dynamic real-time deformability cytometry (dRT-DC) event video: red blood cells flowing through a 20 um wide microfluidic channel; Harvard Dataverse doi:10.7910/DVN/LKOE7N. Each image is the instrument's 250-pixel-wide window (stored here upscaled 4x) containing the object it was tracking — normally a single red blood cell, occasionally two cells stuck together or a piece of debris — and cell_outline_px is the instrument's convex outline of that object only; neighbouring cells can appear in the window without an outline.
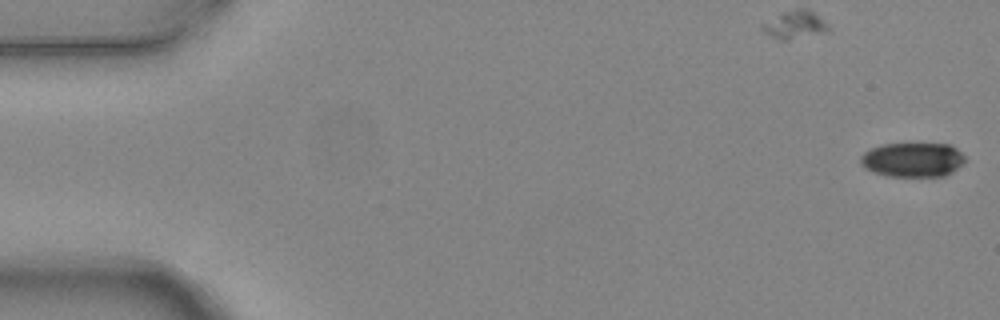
{"species": "common noctule bat (a hibernating species)", "species_latin": "Nyctalus noctula", "temperature_condition": "warm", "stored_images_in_passage": 6, "camera_frame_rate_fps": 3000, "um_per_image_px": 0.085, "animal": {"sex": "female", "body_mass_g": 24.6, "forearm_length_mm": 56.2}, "frame": {"image": 1, "passage_image": 1, "time_ms": 0.0, "image_size_px": [1000, 320], "cell_outline_px": [[964, 160], [952, 172], [944, 176], [884, 176], [872, 172], [864, 168], [860, 164], [860, 156], [868, 148], [880, 144], [948, 144], [956, 148], [964, 156]], "centroid_in_image_um": [77.49, 13.58], "position_along_channel_um": 7.5, "area_um2": 21.04}}
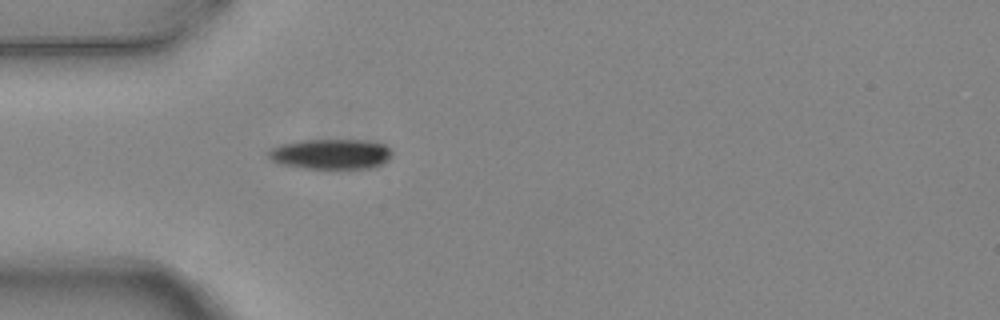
{"frame": {"image": 2, "passage_image": 6, "time_ms": 1.667, "image_size_px": [1000, 320], "cell_outline_px": [[392, 156], [388, 160], [380, 164], [368, 168], [300, 168], [280, 164], [272, 160], [268, 156], [268, 152], [272, 148], [280, 144], [300, 140], [364, 140], [384, 144], [392, 152]], "centroid_in_image_um": [28.1, 13.09], "position_along_channel_um": 56.9, "area_um2": 21.68}}